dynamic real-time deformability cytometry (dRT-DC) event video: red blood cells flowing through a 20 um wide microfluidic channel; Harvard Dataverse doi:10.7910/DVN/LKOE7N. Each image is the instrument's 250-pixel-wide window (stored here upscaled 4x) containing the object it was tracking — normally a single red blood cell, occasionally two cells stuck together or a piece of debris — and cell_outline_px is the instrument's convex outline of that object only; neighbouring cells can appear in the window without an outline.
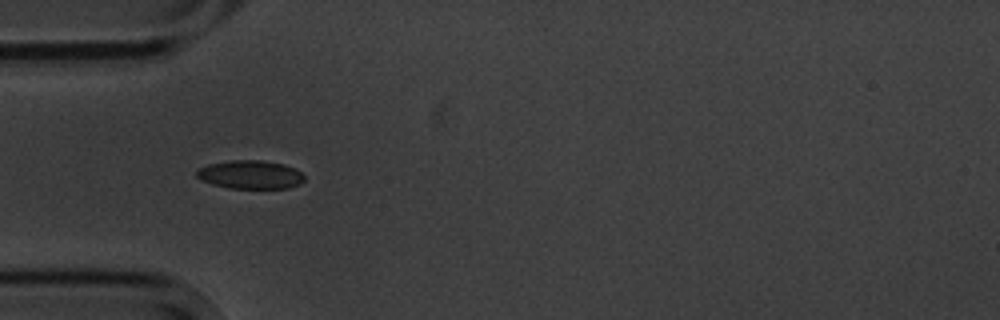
{"species": "common noctule bat (a hibernating species)", "species_latin": "Nyctalus noctula", "temperature_condition": "cold", "stored_images_in_passage": 6, "camera_frame_rate_fps": 3000, "um_per_image_px": 0.085, "animal": {"sex": "male", "body_mass_g": 20.1, "forearm_length_mm": 53.5}, "frame": {"image": 1, "passage_image": 5, "time_ms": 4.667, "image_size_px": [1000, 320], "cell_outline_px": [[304, 180], [300, 184], [288, 188], [228, 188], [212, 184], [200, 180], [196, 176], [196, 172], [200, 168], [208, 164], [228, 160], [260, 160], [284, 164], [296, 168], [304, 176]], "centroid_in_image_um": [21.27, 14.84], "position_along_channel_um": 63.7, "area_um2": 17.98}}
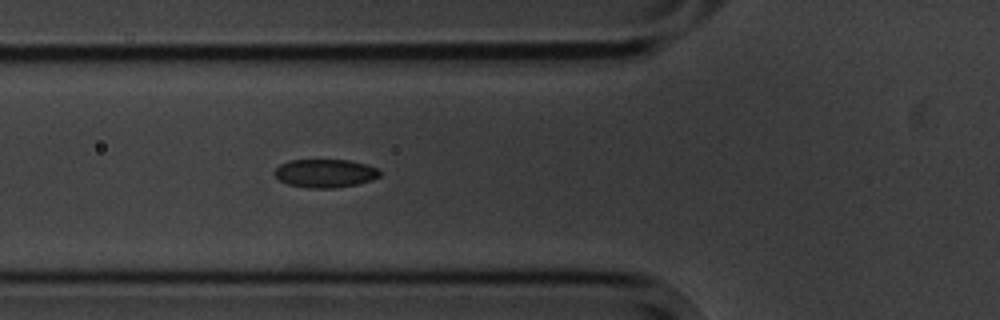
{"frame": {"image": 2, "passage_image": 6, "time_ms": 5.667, "image_size_px": [1000, 320], "cell_outline_px": [[380, 176], [372, 180], [356, 184], [332, 188], [308, 188], [288, 184], [280, 180], [272, 172], [280, 164], [288, 160], [348, 160], [368, 164], [376, 168], [380, 172]], "centroid_in_image_um": [27.62, 14.72], "position_along_channel_um": 98.2, "area_um2": 17.4}}